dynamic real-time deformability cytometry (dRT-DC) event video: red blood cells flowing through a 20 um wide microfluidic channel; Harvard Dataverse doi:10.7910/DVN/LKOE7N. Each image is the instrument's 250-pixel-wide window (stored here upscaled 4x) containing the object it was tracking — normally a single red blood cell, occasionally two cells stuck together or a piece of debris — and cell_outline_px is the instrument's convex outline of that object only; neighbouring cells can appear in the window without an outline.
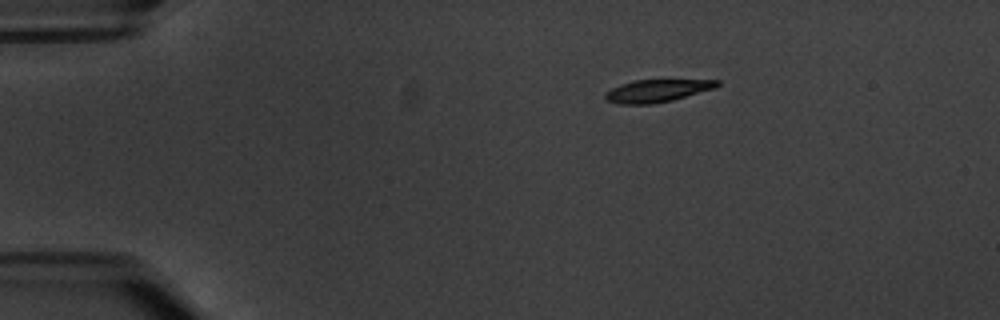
{"species": "common noctule bat (a hibernating species)", "species_latin": "Nyctalus noctula", "temperature_condition": "warm", "stored_images_in_passage": 3, "camera_frame_rate_fps": 3000, "um_per_image_px": 0.085, "animal": {"sex": "male", "body_mass_g": 20.1, "forearm_length_mm": 53.5}, "frame": {"image": 1, "passage_image": 1, "time_ms": 0.0, "image_size_px": [1000, 320], "cell_outline_px": [[720, 84], [716, 88], [672, 100], [652, 104], [620, 104], [608, 100], [604, 96], [604, 92], [620, 84], [636, 80], [720, 80]], "centroid_in_image_um": [55.85, 7.71], "position_along_channel_um": 29.1, "area_um2": 14.62}}